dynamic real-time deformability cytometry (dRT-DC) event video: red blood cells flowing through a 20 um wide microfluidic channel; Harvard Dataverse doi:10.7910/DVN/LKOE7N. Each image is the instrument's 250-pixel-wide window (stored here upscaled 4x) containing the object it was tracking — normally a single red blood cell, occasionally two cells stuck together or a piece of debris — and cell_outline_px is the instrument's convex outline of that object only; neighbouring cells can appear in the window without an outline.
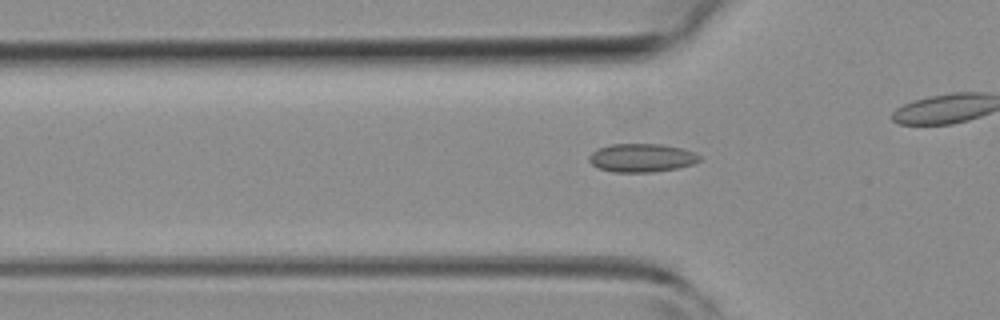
{"species": "common noctule bat (a hibernating species)", "species_latin": "Nyctalus noctula", "temperature_condition": "room temperature", "stored_images_in_passage": 38, "camera_frame_rate_fps": 3000, "um_per_image_px": 0.085, "animal": {"sex": "female", "body_mass_g": 19.3, "forearm_length_mm": 54.1}, "frame": {"image": 1, "passage_image": 14, "time_ms": 4.333, "image_size_px": [1000, 320], "cell_outline_px": [[700, 160], [692, 164], [676, 168], [652, 172], [612, 172], [600, 168], [592, 164], [588, 160], [588, 156], [596, 148], [608, 144], [660, 144], [680, 148], [696, 152], [700, 156]], "centroid_in_image_um": [54.5, 13.41], "position_along_channel_um": 71.3, "area_um2": 18.32}}
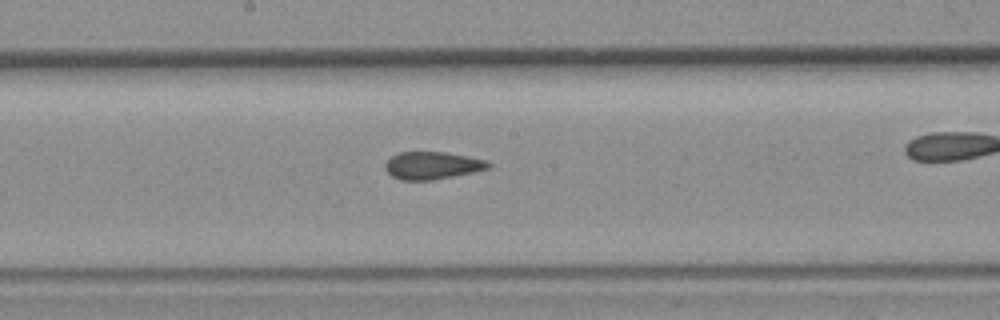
{"frame": {"image": 2, "passage_image": 24, "time_ms": 7.667, "image_size_px": [1000, 320], "cell_outline_px": [[492, 168], [432, 180], [400, 180], [392, 176], [384, 168], [384, 164], [392, 156], [400, 152], [444, 152], [488, 160], [492, 164]], "centroid_in_image_um": [36.76, 14.06], "position_along_channel_um": 211.4, "area_um2": 16.53}}
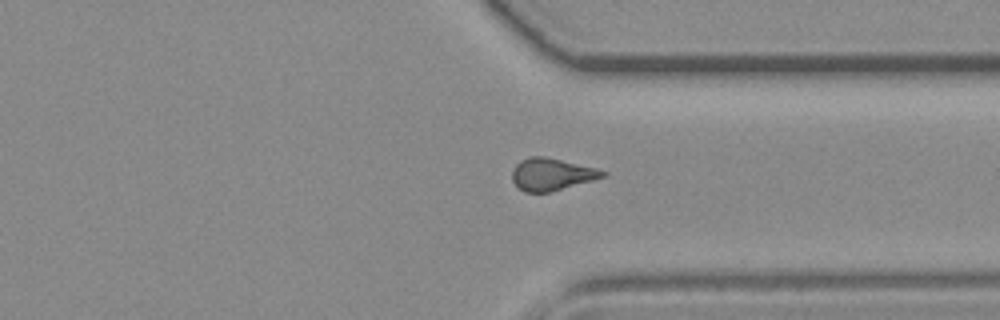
{"frame": {"image": 3, "passage_image": 35, "time_ms": 11.333, "image_size_px": [1000, 320], "cell_outline_px": [[608, 176], [548, 192], [524, 192], [512, 180], [512, 172], [516, 164], [520, 160], [528, 156], [544, 156], [596, 168], [608, 172]], "centroid_in_image_um": [46.9, 14.8], "position_along_channel_um": 364.5, "area_um2": 16.88}}